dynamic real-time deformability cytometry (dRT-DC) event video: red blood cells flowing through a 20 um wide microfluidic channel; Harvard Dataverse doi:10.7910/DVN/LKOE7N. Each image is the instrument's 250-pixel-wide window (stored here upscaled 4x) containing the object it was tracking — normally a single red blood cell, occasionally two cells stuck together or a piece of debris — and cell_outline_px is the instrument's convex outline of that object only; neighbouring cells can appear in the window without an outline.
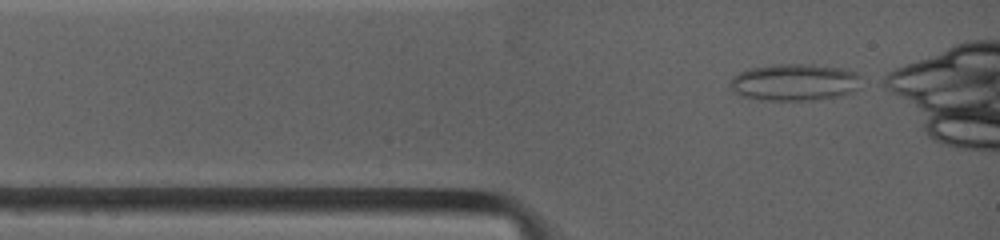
{"species": "common noctule bat (a hibernating species)", "species_latin": "Nyctalus noctula", "temperature_condition": "warm", "stored_images_in_passage": 45, "camera_frame_rate_fps": 4500, "um_per_image_px": 0.085, "animal": {"sex": "female", "body_mass_g": 19.0, "forearm_length_mm": 53.3}, "frame": {"image": 1, "passage_image": 1, "time_ms": 0.0, "image_size_px": [1000, 240], "cell_outline_px": [[860, 76], [856, 92], [844, 96], [812, 100], [760, 100], [740, 96], [732, 92], [728, 84], [732, 76], [748, 68], [776, 64], [808, 64], [844, 68]], "centroid_in_image_um": [67.49, 7.0], "position_along_channel_um": 17.5, "area_um2": 28.67}}
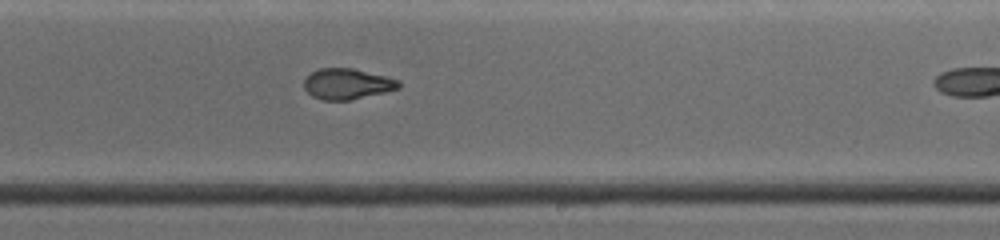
{"frame": {"image": 2, "passage_image": 27, "time_ms": 6.667, "image_size_px": [1000, 240], "cell_outline_px": [[400, 88], [384, 92], [348, 100], [320, 100], [312, 96], [304, 88], [304, 80], [312, 72], [320, 68], [352, 68], [400, 80]], "centroid_in_image_um": [29.49, 7.13], "position_along_channel_um": 259.5, "area_um2": 16.76}}
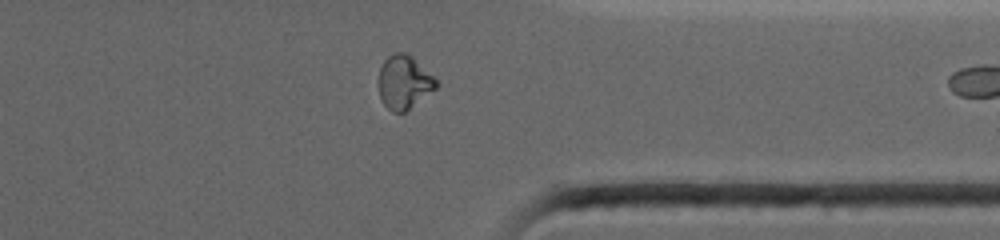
{"frame": {"image": 3, "passage_image": 39, "time_ms": 9.778, "image_size_px": [1000, 240], "cell_outline_px": [[436, 88], [404, 112], [392, 112], [384, 104], [380, 96], [380, 68], [384, 60], [392, 52], [404, 52], [412, 56], [436, 80]], "centroid_in_image_um": [34.32, 6.97], "position_along_channel_um": 377.1, "area_um2": 17.46}, "authors_computed_cell_mechanics": {"area_um2": 17.918, "velocity_mm_per_s": 3.9238, "shape_relaxation_time_tau1_ms": null, "shape_relaxation_time_tau2_ms": 2.1411, "deformation_change_tau1": null, "deformation_change_tau2": 0.0554}}